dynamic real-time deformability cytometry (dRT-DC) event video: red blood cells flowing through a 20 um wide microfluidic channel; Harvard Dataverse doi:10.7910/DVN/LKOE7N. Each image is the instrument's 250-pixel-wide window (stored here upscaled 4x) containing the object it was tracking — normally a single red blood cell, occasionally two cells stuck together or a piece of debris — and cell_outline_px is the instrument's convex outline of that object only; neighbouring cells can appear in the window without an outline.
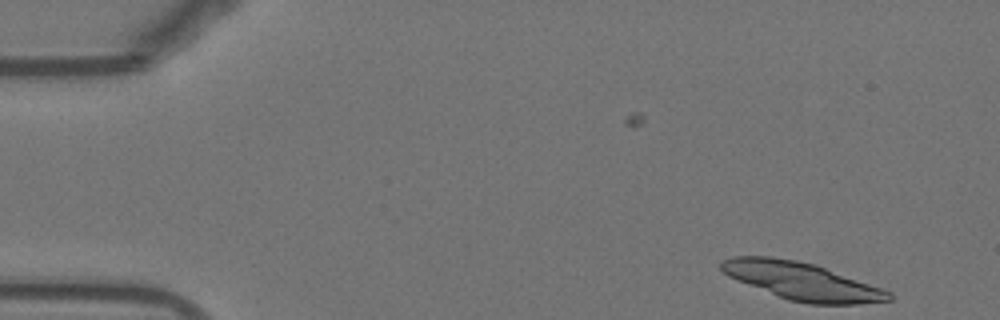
{"species": "Egyptian fruit bat (a non-hibernating species)", "species_latin": "Rousettus aegyptiacus", "temperature_condition": "warm", "stored_images_in_passage": 4, "camera_frame_rate_fps": 3000, "um_per_image_px": 0.085, "animal": {"sex": "female"}, "frame": {"image": 1, "passage_image": 4, "time_ms": 1.0, "image_size_px": [1000, 320], "cell_outline_px": [[892, 300], [860, 304], [808, 304], [788, 300], [736, 280], [728, 276], [720, 268], [720, 260], [732, 256], [768, 256], [796, 260], [812, 264], [824, 268], [892, 292]], "centroid_in_image_um": [68.11, 23.9], "position_along_channel_um": 16.9, "area_um2": 36.36}}